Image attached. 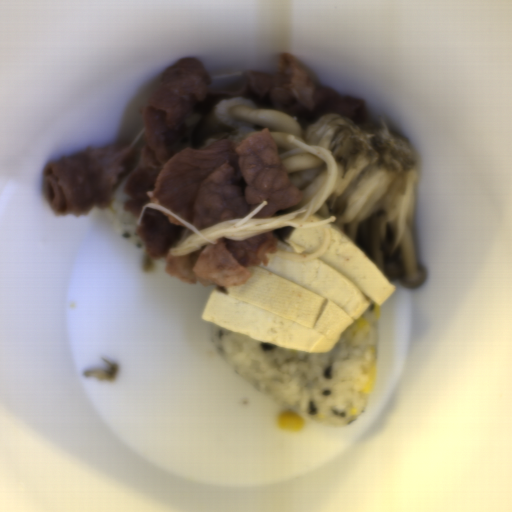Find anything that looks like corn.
I'll return each mask as SVG.
<instances>
[{
  "label": "corn",
  "instance_id": "1",
  "mask_svg": "<svg viewBox=\"0 0 512 512\" xmlns=\"http://www.w3.org/2000/svg\"><path fill=\"white\" fill-rule=\"evenodd\" d=\"M305 425L304 418L294 410H284L279 416V430L296 432L302 430Z\"/></svg>",
  "mask_w": 512,
  "mask_h": 512
},
{
  "label": "corn",
  "instance_id": "2",
  "mask_svg": "<svg viewBox=\"0 0 512 512\" xmlns=\"http://www.w3.org/2000/svg\"><path fill=\"white\" fill-rule=\"evenodd\" d=\"M366 375H367V379H366V382H365L361 392L364 395H371L374 390V386H375V382H376L377 367H375L373 365L370 368H368Z\"/></svg>",
  "mask_w": 512,
  "mask_h": 512
},
{
  "label": "corn",
  "instance_id": "3",
  "mask_svg": "<svg viewBox=\"0 0 512 512\" xmlns=\"http://www.w3.org/2000/svg\"><path fill=\"white\" fill-rule=\"evenodd\" d=\"M350 327L360 334H366L370 331L371 325L367 318L360 314Z\"/></svg>",
  "mask_w": 512,
  "mask_h": 512
},
{
  "label": "corn",
  "instance_id": "4",
  "mask_svg": "<svg viewBox=\"0 0 512 512\" xmlns=\"http://www.w3.org/2000/svg\"><path fill=\"white\" fill-rule=\"evenodd\" d=\"M373 314L375 316V318H379L380 317V314H381V305L380 303H374L373 302Z\"/></svg>",
  "mask_w": 512,
  "mask_h": 512
}]
</instances>
